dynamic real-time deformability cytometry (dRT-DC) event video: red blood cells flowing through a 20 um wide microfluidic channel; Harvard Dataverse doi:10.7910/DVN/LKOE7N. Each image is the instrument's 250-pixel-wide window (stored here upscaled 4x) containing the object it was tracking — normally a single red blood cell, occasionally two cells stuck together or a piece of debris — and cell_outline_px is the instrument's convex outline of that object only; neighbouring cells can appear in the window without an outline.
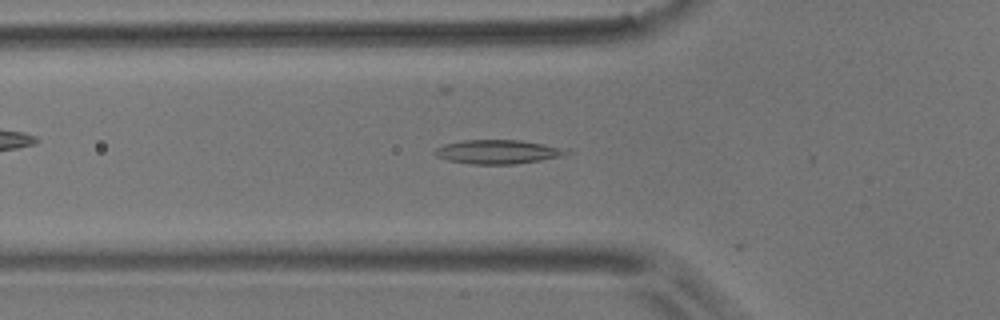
{"species": "common noctule bat (a hibernating species)", "species_latin": "Nyctalus noctula", "temperature_condition": "room temperature", "stored_images_in_passage": 6, "camera_frame_rate_fps": 3000, "um_per_image_px": 0.085, "animal": {"sex": "male", "body_mass_g": 17.9}, "frame": {"image": 1, "passage_image": 2, "time_ms": 0.333, "image_size_px": [1000, 320], "cell_outline_px": [[576, 152], [560, 156], [540, 160], [516, 164], [472, 164], [448, 160], [436, 156], [432, 152], [436, 148], [444, 144], [464, 140], [520, 140], [572, 148]], "centroid_in_image_um": [42.41, 12.89], "position_along_channel_um": 83.4, "area_um2": 18.73}}
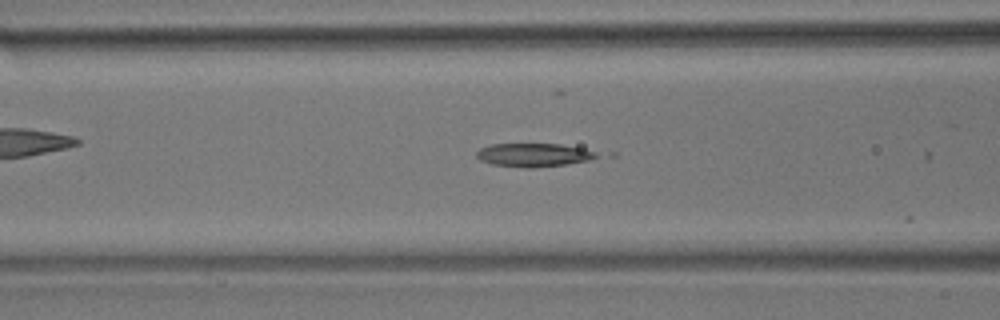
{"frame": {"image": 2, "passage_image": 5, "time_ms": 1.333, "image_size_px": [1000, 320], "cell_outline_px": [[596, 156], [588, 160], [564, 164], [532, 168], [524, 168], [492, 164], [480, 160], [476, 156], [476, 152], [480, 148], [492, 144], [560, 144], [580, 148], [596, 152]], "centroid_in_image_um": [45.28, 13.17], "position_along_channel_um": 121.3, "area_um2": 16.13}}